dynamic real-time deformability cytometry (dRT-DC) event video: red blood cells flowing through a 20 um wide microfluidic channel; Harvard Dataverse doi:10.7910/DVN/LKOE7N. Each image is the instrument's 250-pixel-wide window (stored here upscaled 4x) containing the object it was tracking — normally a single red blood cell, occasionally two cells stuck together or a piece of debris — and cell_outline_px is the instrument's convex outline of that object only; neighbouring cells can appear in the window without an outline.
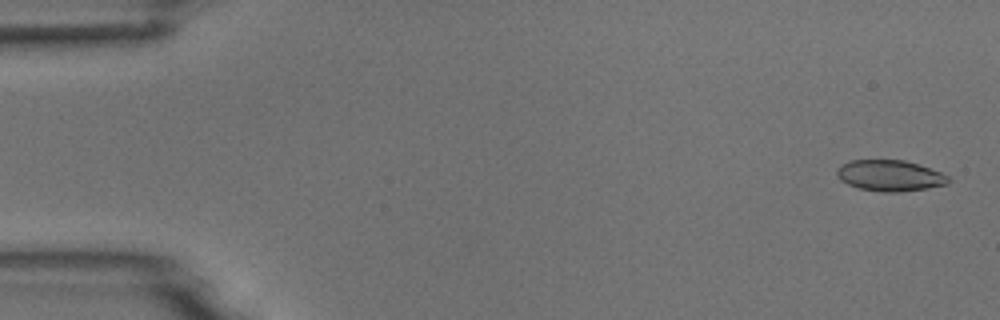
{"species": "common noctule bat (a hibernating species)", "species_latin": "Nyctalus noctula", "temperature_condition": "room temperature", "stored_images_in_passage": 53, "camera_frame_rate_fps": 3000, "um_per_image_px": 0.085, "animal": {"sex": "male", "body_mass_g": 18.8}, "frame": {"image": 1, "passage_image": 2, "time_ms": 0.333, "image_size_px": [1000, 320], "cell_outline_px": [[952, 180], [948, 184], [924, 188], [896, 192], [884, 192], [860, 188], [848, 184], [840, 180], [836, 176], [836, 168], [840, 164], [852, 160], [904, 160], [920, 164], [940, 172], [948, 176]], "centroid_in_image_um": [75.62, 14.91], "position_along_channel_um": 9.4, "area_um2": 20.17}}
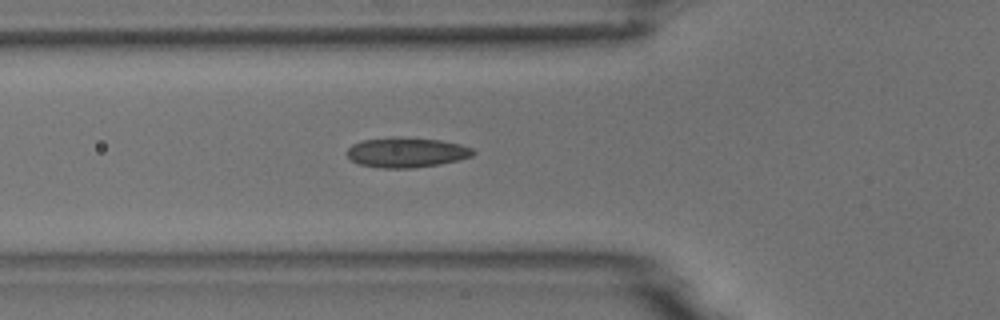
{"frame": {"image": 2, "passage_image": 19, "time_ms": 6.0, "image_size_px": [1000, 320], "cell_outline_px": [[476, 152], [472, 156], [440, 164], [416, 168], [380, 168], [360, 164], [352, 160], [348, 156], [348, 148], [352, 144], [360, 140], [392, 136], [396, 136], [440, 140], [460, 144], [472, 148]], "centroid_in_image_um": [34.54, 12.94], "position_along_channel_um": 91.3, "area_um2": 22.2}}
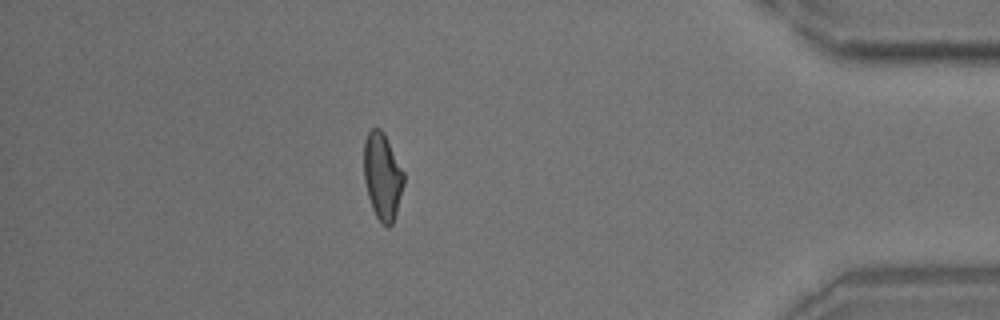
{"frame": {"image": 3, "passage_image": 47, "time_ms": 15.333, "image_size_px": [1000, 320], "cell_outline_px": [[404, 184], [396, 212], [392, 224], [388, 228], [376, 216], [372, 208], [368, 196], [364, 180], [364, 140], [368, 132], [372, 128], [380, 128], [384, 132], [404, 172]], "centroid_in_image_um": [32.5, 14.96], "position_along_channel_um": 402.7, "area_um2": 20.11}, "authors_computed_cell_mechanics": {"area_um2": 20.519, "velocity_mm_per_s": 3.7781, "shape_relaxation_time_tau1_ms": null, "shape_relaxation_time_tau2_ms": 1.4678, "deformation_change_tau1": null, "deformation_change_tau2": 0.0735}}